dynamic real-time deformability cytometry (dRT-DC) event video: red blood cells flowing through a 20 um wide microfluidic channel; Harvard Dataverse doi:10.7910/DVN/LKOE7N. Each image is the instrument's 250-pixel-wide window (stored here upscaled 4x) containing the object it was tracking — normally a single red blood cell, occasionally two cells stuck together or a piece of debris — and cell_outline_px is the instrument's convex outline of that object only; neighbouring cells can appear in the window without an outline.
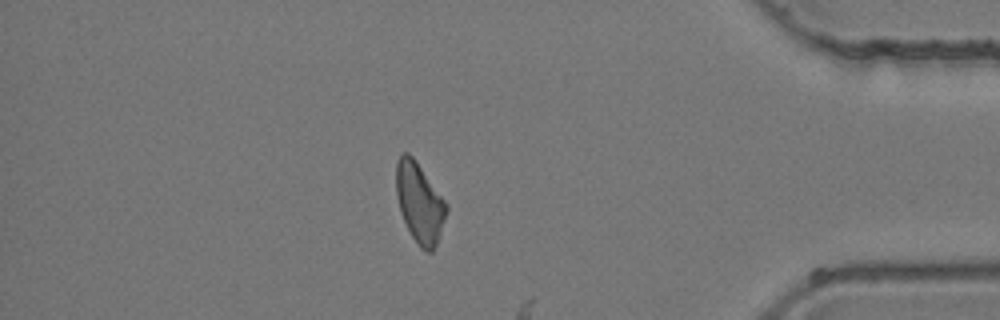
{"species": "common noctule bat (a hibernating species)", "species_latin": "Nyctalus noctula", "temperature_condition": "room temperature", "stored_images_in_passage": 29, "camera_frame_rate_fps": 3000, "um_per_image_px": 0.085, "animal": {"sex": "female", "body_mass_g": 24.6, "forearm_length_mm": 56.2}, "frame": {"image": 1, "passage_image": 24, "time_ms": 7.667, "image_size_px": [1000, 320], "cell_outline_px": [[448, 212], [436, 244], [432, 252], [428, 252], [420, 248], [412, 236], [400, 212], [396, 196], [396, 160], [404, 152], [408, 152], [416, 160], [448, 204]], "centroid_in_image_um": [35.66, 17.22], "position_along_channel_um": 399.5, "area_um2": 23.47}}